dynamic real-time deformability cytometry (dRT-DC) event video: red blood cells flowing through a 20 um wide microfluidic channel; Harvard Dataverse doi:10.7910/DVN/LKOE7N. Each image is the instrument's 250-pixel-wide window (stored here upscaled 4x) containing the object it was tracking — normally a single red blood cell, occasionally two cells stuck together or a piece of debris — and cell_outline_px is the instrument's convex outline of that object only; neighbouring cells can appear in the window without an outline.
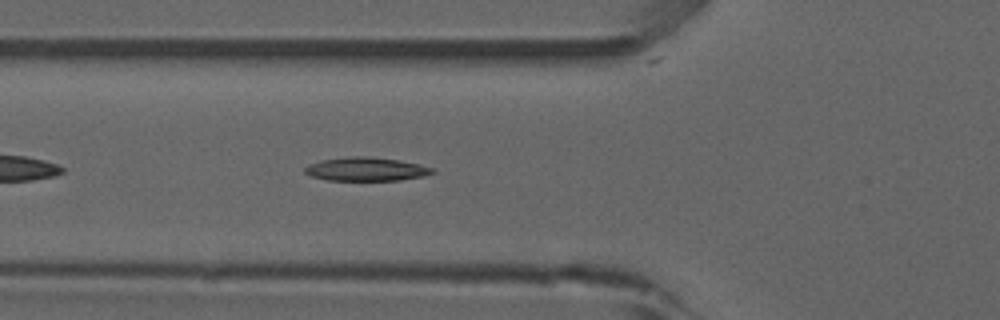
{"species": "common noctule bat (a hibernating species)", "species_latin": "Nyctalus noctula", "temperature_condition": "room temperature", "stored_images_in_passage": 39, "camera_frame_rate_fps": 3000, "um_per_image_px": 0.085, "animal": {"sex": "male", "forearm_length_mm": 52.5}, "frame": {"image": 1, "passage_image": 6, "time_ms": 1.667, "image_size_px": [1000, 320], "cell_outline_px": [[436, 172], [424, 176], [400, 180], [328, 180], [312, 176], [304, 172], [304, 168], [308, 164], [320, 160], [348, 156], [368, 156], [396, 160], [420, 164], [432, 168]], "centroid_in_image_um": [31.1, 14.37], "position_along_channel_um": 94.7, "area_um2": 17.51}}